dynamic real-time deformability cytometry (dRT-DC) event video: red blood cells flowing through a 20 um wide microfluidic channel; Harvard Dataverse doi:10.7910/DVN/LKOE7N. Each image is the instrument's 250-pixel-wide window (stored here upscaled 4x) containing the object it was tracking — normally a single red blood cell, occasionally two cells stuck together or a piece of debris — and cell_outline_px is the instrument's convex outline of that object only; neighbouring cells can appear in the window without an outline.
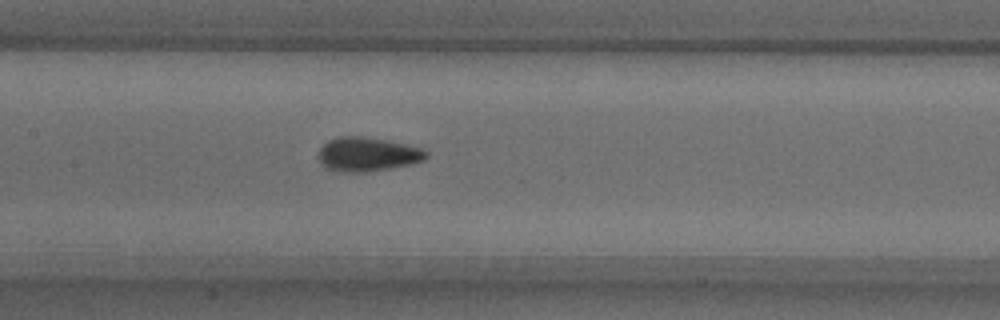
{"species": "common noctule bat (a hibernating species)", "species_latin": "Nyctalus noctula", "temperature_condition": "warm", "stored_images_in_passage": 51, "camera_frame_rate_fps": 3000, "um_per_image_px": 0.085, "animal": {"sex": "male", "body_mass_g": 18.8}, "frame": {"image": 1, "passage_image": 23, "time_ms": 7.333, "image_size_px": [1000, 320], "cell_outline_px": [[428, 156], [424, 160], [412, 164], [364, 172], [344, 172], [324, 168], [320, 164], [316, 156], [320, 148], [328, 140], [336, 136], [360, 136], [388, 140], [424, 148], [428, 152]], "centroid_in_image_um": [31.21, 13.11], "position_along_channel_um": 176.2, "area_um2": 21.73}}
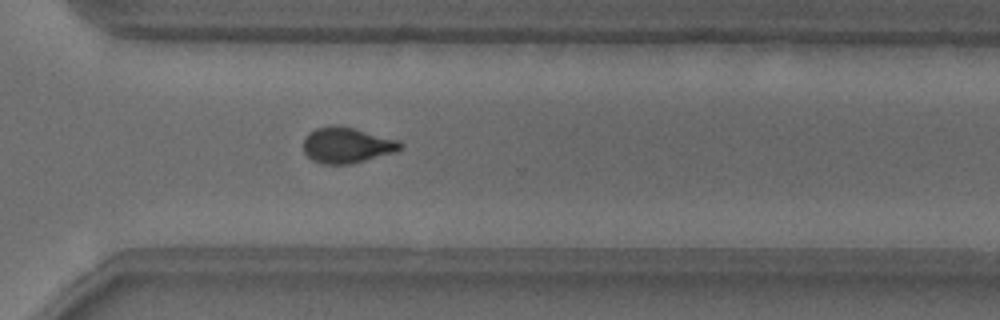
{"frame": {"image": 2, "passage_image": 36, "time_ms": 11.667, "image_size_px": [1000, 320], "cell_outline_px": [[404, 148], [392, 152], [364, 160], [348, 164], [324, 164], [312, 160], [304, 152], [304, 136], [308, 132], [316, 128], [332, 124], [336, 124], [400, 140], [404, 144]], "centroid_in_image_um": [29.46, 12.32], "position_along_channel_um": 341.1, "area_um2": 20.11}}
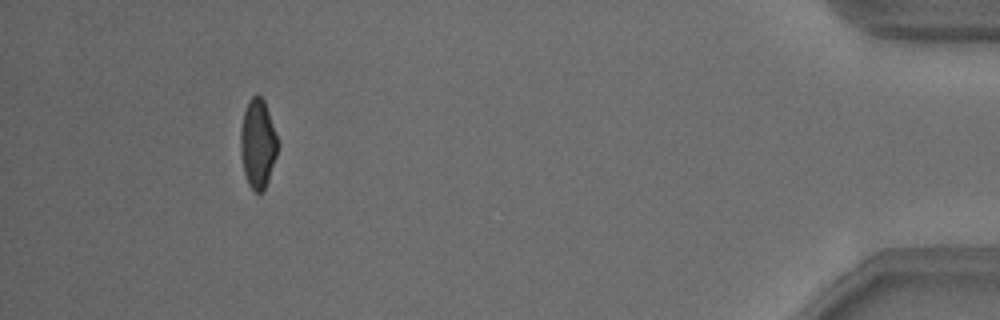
{"frame": {"image": 3, "passage_image": 47, "time_ms": 15.333, "image_size_px": [1000, 320], "cell_outline_px": [[280, 144], [264, 192], [256, 192], [248, 184], [244, 172], [240, 152], [240, 132], [244, 112], [248, 100], [252, 96], [260, 96], [264, 100]], "centroid_in_image_um": [21.92, 12.22], "position_along_channel_um": 413.3, "area_um2": 19.31}, "authors_computed_cell_mechanics": {"area_um2": 19.9988, "velocity_mm_per_s": 3.8252, "shape_relaxation_time_tau1_ms": 4.3621, "shape_relaxation_time_tau2_ms": 1.665, "deformation_change_tau1": 0.1422, "deformation_change_tau2": 0.0694}}